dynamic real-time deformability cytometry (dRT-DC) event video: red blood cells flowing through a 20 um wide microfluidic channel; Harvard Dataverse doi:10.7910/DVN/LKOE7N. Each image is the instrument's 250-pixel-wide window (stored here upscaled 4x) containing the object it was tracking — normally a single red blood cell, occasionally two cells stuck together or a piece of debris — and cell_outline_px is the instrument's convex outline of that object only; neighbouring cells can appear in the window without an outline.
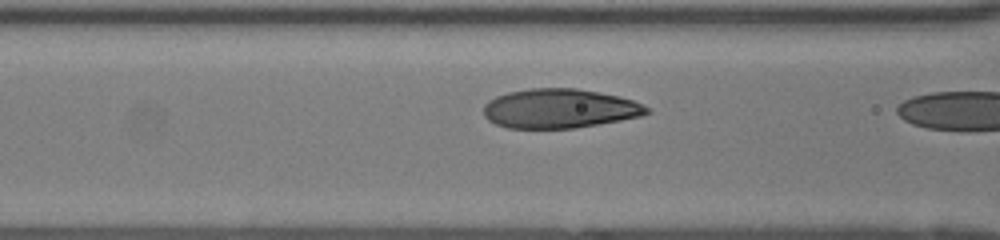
{"species": "human", "species_latin": "Homo sapiens", "temperature_condition": "room temperature", "stored_images_in_passage": 5, "camera_frame_rate_fps": 3000, "um_per_image_px": 0.085, "donor": {"sex": "female"}, "frame": {"image": 1, "passage_image": 3, "time_ms": 0.667, "image_size_px": [1000, 240], "cell_outline_px": [[652, 112], [640, 116], [620, 120], [576, 128], [508, 128], [496, 124], [488, 120], [484, 116], [484, 104], [488, 100], [496, 96], [508, 92], [532, 88], [576, 88], [616, 96], [632, 100], [648, 108]], "centroid_in_image_um": [47.52, 9.23], "position_along_channel_um": 119.1, "area_um2": 37.17}}